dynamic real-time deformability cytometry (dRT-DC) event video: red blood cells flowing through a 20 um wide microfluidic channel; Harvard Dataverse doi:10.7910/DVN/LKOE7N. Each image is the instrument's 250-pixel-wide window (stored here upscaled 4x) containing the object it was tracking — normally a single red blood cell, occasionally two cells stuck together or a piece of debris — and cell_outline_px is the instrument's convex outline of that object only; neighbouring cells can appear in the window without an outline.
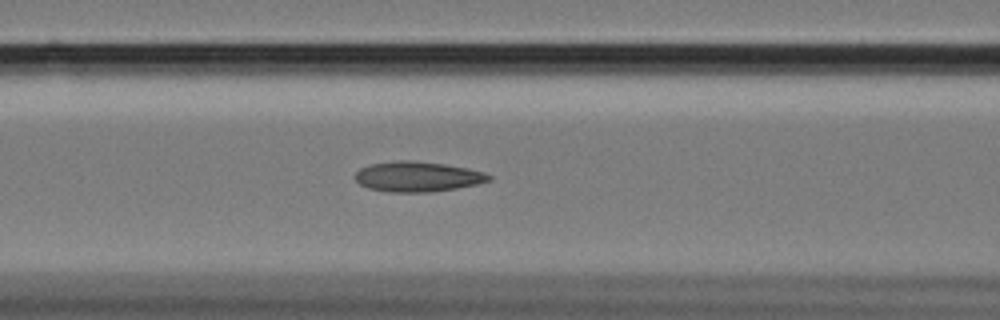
{"species": "Egyptian fruit bat (a non-hibernating species)", "species_latin": "Rousettus aegyptiacus", "temperature_condition": "cold", "stored_images_in_passage": 57, "camera_frame_rate_fps": 3000, "um_per_image_px": 0.085, "animal": {"sex": "female"}, "frame": {"image": 1, "passage_image": 24, "time_ms": 7.667, "image_size_px": [1000, 320], "cell_outline_px": [[492, 180], [476, 184], [456, 188], [432, 192], [388, 192], [368, 188], [360, 184], [356, 180], [356, 172], [360, 168], [372, 164], [396, 160], [412, 160], [444, 164], [468, 168], [484, 172], [492, 176]], "centroid_in_image_um": [35.5, 15.01], "position_along_channel_um": 131.1, "area_um2": 23.52}}
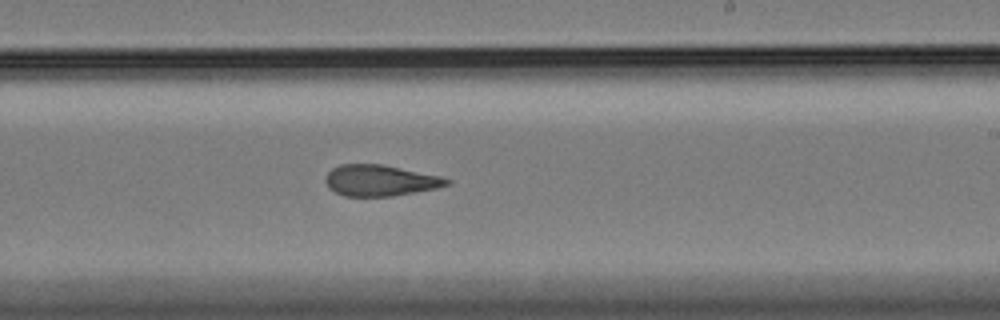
{"frame": {"image": 2, "passage_image": 35, "time_ms": 11.333, "image_size_px": [1000, 320], "cell_outline_px": [[452, 184], [436, 188], [392, 196], [344, 196], [328, 188], [324, 180], [328, 172], [332, 168], [340, 164], [380, 164], [440, 176], [452, 180]], "centroid_in_image_um": [32.29, 15.34], "position_along_channel_um": 256.7, "area_um2": 21.91}}
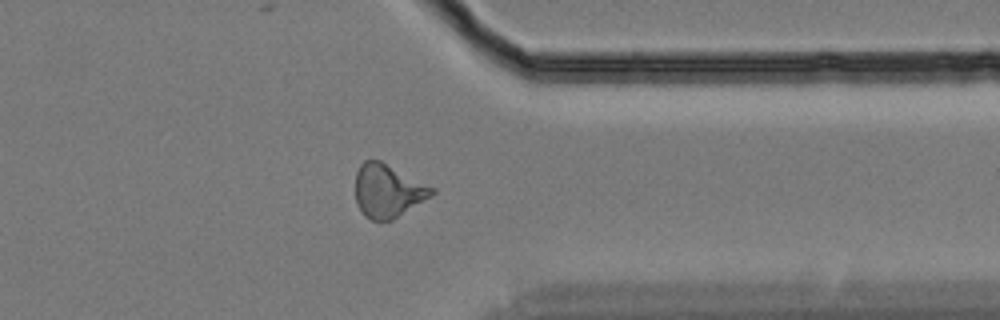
{"frame": {"image": 3, "passage_image": 46, "time_ms": 15.0, "image_size_px": [1000, 320], "cell_outline_px": [[436, 192], [432, 196], [392, 220], [372, 220], [364, 216], [356, 204], [356, 172], [360, 164], [364, 160], [380, 160], [436, 188]], "centroid_in_image_um": [32.97, 16.21], "position_along_channel_um": 378.4, "area_um2": 23.81}}